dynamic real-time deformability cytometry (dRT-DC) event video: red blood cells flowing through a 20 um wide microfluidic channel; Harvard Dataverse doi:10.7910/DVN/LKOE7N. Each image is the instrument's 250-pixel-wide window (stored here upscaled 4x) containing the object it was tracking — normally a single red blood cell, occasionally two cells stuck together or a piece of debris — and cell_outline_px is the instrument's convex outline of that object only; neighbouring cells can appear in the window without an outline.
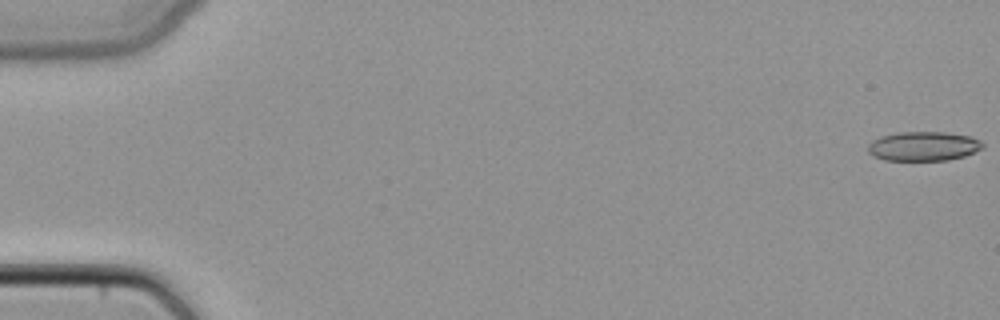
{"species": "common noctule bat (a hibernating species)", "species_latin": "Nyctalus noctula", "temperature_condition": "cold", "stored_images_in_passage": 49, "camera_frame_rate_fps": 3000, "um_per_image_px": 0.085, "animal": {"sex": "female", "body_mass_g": 22.7, "forearm_length_mm": 54.2}, "frame": {"image": 1, "passage_image": 1, "time_ms": 0.0, "image_size_px": [1000, 320], "cell_outline_px": [[984, 148], [964, 156], [948, 160], [884, 160], [872, 156], [868, 152], [868, 144], [872, 140], [880, 136], [896, 132], [944, 132], [972, 136], [980, 140], [984, 144]], "centroid_in_image_um": [78.49, 12.42], "position_along_channel_um": 6.5, "area_um2": 19.83}}
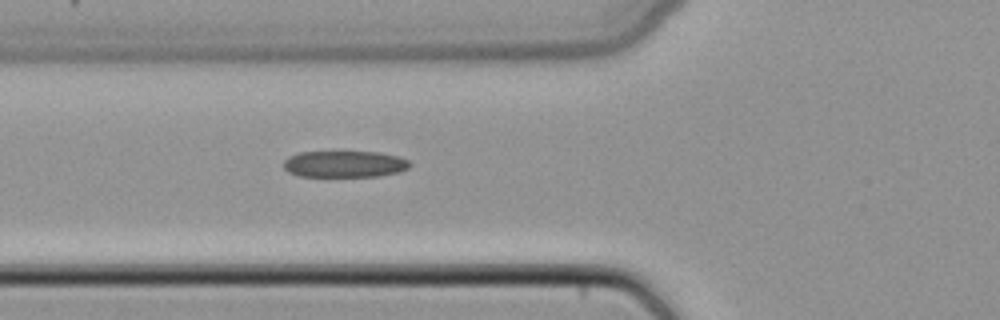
{"frame": {"image": 2, "passage_image": 19, "time_ms": 6.0, "image_size_px": [1000, 320], "cell_outline_px": [[412, 164], [408, 168], [400, 172], [380, 176], [300, 176], [288, 172], [284, 168], [284, 160], [288, 156], [300, 152], [380, 152], [400, 156], [408, 160]], "centroid_in_image_um": [29.32, 13.94], "position_along_channel_um": 96.5, "area_um2": 19.65}}
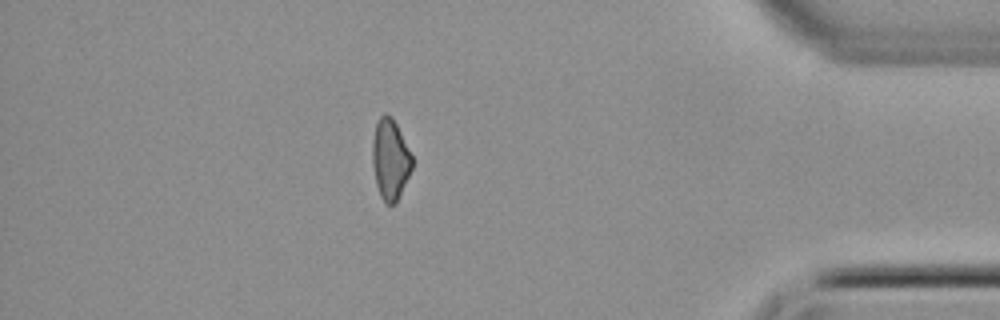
{"frame": {"image": 3, "passage_image": 43, "time_ms": 14.0, "image_size_px": [1000, 320], "cell_outline_px": [[412, 168], [396, 204], [388, 204], [380, 196], [376, 184], [372, 164], [372, 140], [376, 124], [380, 116], [384, 112], [392, 116], [412, 156]], "centroid_in_image_um": [33.15, 13.54], "position_along_channel_um": 402.0, "area_um2": 18.55}}